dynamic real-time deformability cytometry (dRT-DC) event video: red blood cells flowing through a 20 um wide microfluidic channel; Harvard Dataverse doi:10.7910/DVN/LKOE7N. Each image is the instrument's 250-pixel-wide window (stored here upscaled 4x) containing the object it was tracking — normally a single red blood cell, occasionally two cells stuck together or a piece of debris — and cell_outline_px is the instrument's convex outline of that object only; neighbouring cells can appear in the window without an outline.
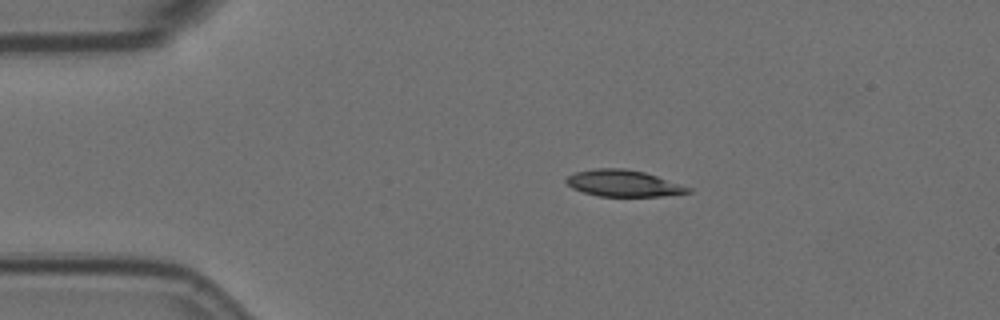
{"species": "Egyptian fruit bat (a non-hibernating species)", "species_latin": "Rousettus aegyptiacus", "temperature_condition": "room temperature", "stored_images_in_passage": 47, "camera_frame_rate_fps": 3000, "um_per_image_px": 0.085, "animal": {"sex": "female"}, "frame": {"image": 1, "passage_image": 1, "time_ms": 0.0, "image_size_px": [1000, 320], "cell_outline_px": [[692, 192], [660, 196], [600, 196], [584, 192], [572, 188], [564, 180], [568, 176], [576, 172], [596, 168], [624, 168], [644, 172], [692, 188]], "centroid_in_image_um": [52.98, 15.58], "position_along_channel_um": 32.0, "area_um2": 18.61}}
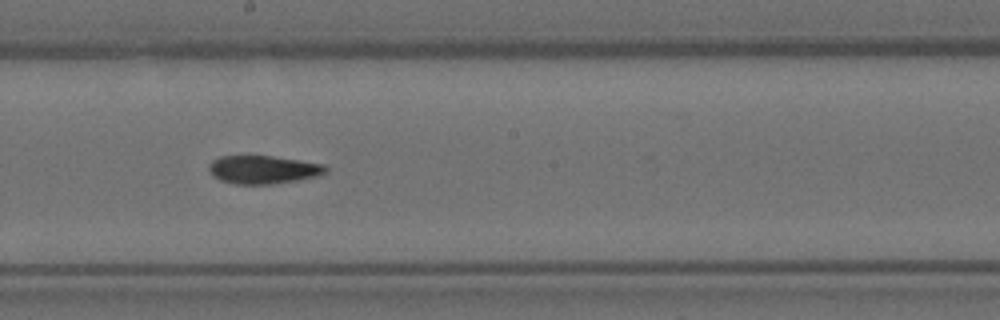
{"frame": {"image": 2, "passage_image": 21, "time_ms": 6.667, "image_size_px": [1000, 320], "cell_outline_px": [[328, 172], [320, 176], [272, 184], [232, 184], [220, 180], [212, 176], [208, 168], [208, 164], [212, 160], [220, 156], [272, 156], [300, 160], [324, 164], [328, 168]], "centroid_in_image_um": [22.37, 14.42], "position_along_channel_um": 225.8, "area_um2": 19.42}}
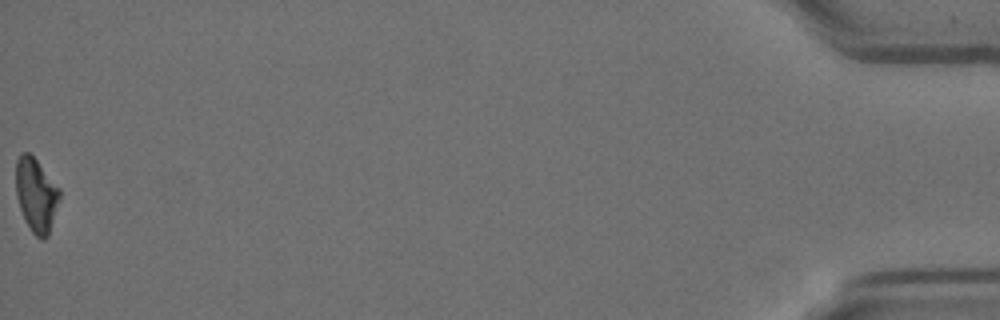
{"frame": {"image": 3, "passage_image": 47, "time_ms": 15.333, "image_size_px": [1000, 320], "cell_outline_px": [[60, 196], [48, 236], [44, 240], [40, 240], [32, 232], [24, 220], [16, 196], [16, 160], [20, 152], [28, 152], [36, 160], [60, 188]], "centroid_in_image_um": [3.06, 16.58], "position_along_channel_um": 432.1, "area_um2": 18.79}, "authors_computed_cell_mechanics": {"area_um2": 19.4208, "velocity_mm_per_s": 3.5736, "shape_relaxation_time_tau1_ms": 6.7703, "shape_relaxation_time_tau2_ms": 4.5483, "deformation_change_tau1": 0.1927, "deformation_change_tau2": 0.1153}}